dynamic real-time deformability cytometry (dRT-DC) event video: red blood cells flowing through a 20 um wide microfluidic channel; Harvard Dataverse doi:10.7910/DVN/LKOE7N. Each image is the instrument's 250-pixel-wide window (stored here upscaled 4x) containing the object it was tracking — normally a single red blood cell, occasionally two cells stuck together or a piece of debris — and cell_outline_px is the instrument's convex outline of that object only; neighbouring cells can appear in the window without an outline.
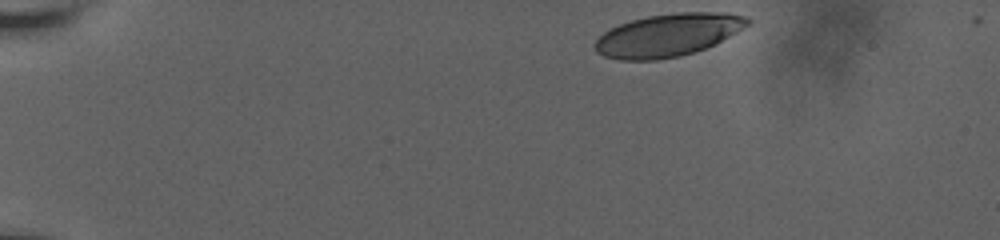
{"species": "human", "species_latin": "Homo sapiens", "temperature_condition": "room temperature", "stored_images_in_passage": 33, "camera_frame_rate_fps": 3000, "um_per_image_px": 0.085, "donor": {"sex": "male"}, "frame": {"image": 1, "passage_image": 1, "time_ms": 0.0, "image_size_px": [1000, 240], "cell_outline_px": [[752, 20], [748, 24], [736, 32], [704, 48], [680, 56], [656, 60], [620, 60], [604, 56], [596, 52], [596, 40], [604, 32], [620, 24], [632, 20], [648, 16], [680, 12], [728, 12], [748, 16]], "centroid_in_image_um": [56.79, 2.97], "position_along_channel_um": 28.2, "area_um2": 37.57}}
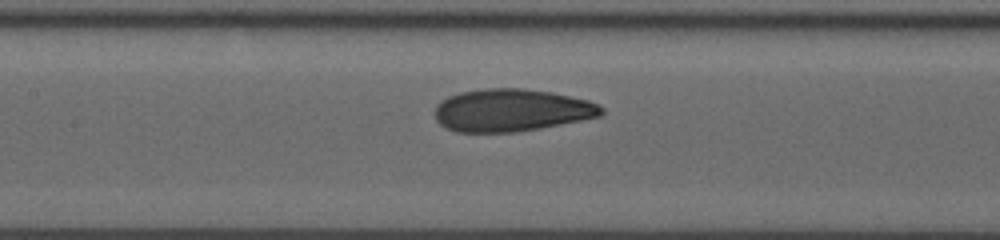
{"frame": {"image": 2, "passage_image": 14, "time_ms": 6.667, "image_size_px": [1000, 240], "cell_outline_px": [[604, 112], [600, 116], [540, 128], [516, 132], [456, 132], [444, 128], [436, 120], [436, 104], [440, 100], [448, 96], [460, 92], [484, 88], [524, 88], [552, 92], [588, 100], [600, 104], [604, 108]], "centroid_in_image_um": [43.46, 9.36], "position_along_channel_um": 163.9, "area_um2": 41.5}}
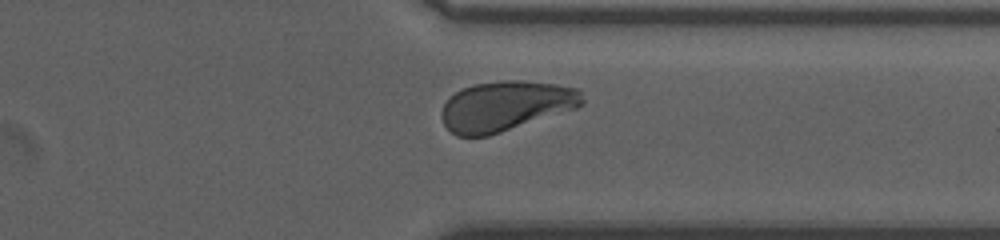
{"frame": {"image": 3, "passage_image": 28, "time_ms": 12.333, "image_size_px": [1000, 240], "cell_outline_px": [[584, 104], [576, 108], [488, 136], [456, 136], [444, 124], [440, 116], [444, 104], [456, 92], [472, 84], [500, 80], [520, 80], [556, 84], [580, 88], [584, 100]], "centroid_in_image_um": [43.0, 8.99], "position_along_channel_um": 368.4, "area_um2": 40.92}, "authors_computed_cell_mechanics": {"area_um2": 40.749, "velocity_mm_per_s": 3.6226, "shape_relaxation_time_tau1_ms": 3.6735, "shape_relaxation_time_tau2_ms": null, "deformation_change_tau1": 0.1344, "deformation_change_tau2": null}}